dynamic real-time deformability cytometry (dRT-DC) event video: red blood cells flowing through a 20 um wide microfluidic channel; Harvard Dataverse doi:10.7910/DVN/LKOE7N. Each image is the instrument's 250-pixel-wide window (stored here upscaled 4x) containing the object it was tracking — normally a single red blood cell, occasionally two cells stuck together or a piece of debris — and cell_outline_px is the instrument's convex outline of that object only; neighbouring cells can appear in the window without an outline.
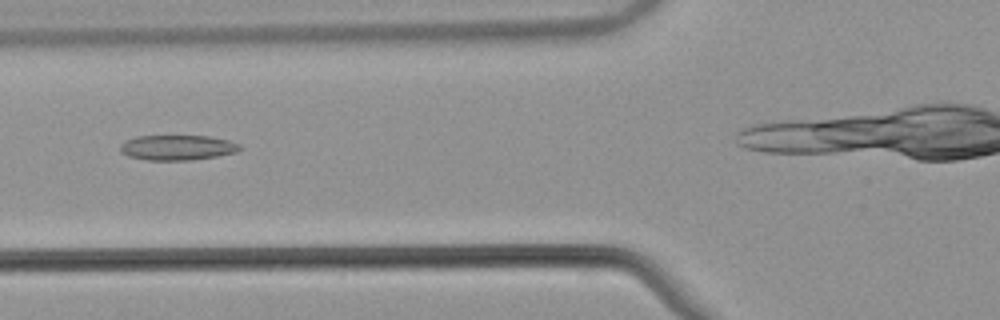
{"species": "common noctule bat (a hibernating species)", "species_latin": "Nyctalus noctula", "temperature_condition": "warm", "stored_images_in_passage": 29, "camera_frame_rate_fps": 3000, "um_per_image_px": 0.085, "animal": {"sex": "male", "body_mass_g": 21.5, "forearm_length_mm": 52.0}, "frame": {"image": 1, "passage_image": 7, "time_ms": 2.0, "image_size_px": [1000, 320], "cell_outline_px": [[244, 148], [236, 152], [216, 156], [192, 160], [148, 160], [128, 156], [120, 152], [120, 144], [124, 140], [136, 136], [208, 136], [228, 140], [240, 144]], "centroid_in_image_um": [15.06, 12.54], "position_along_channel_um": 110.7, "area_um2": 17.63}}
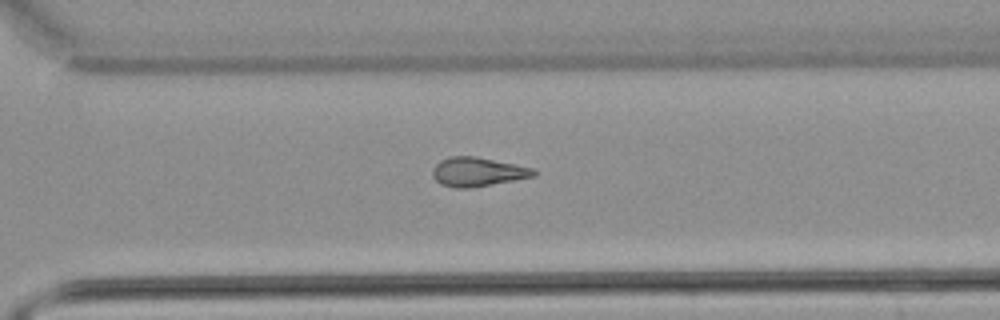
{"frame": {"image": 2, "passage_image": 24, "time_ms": 7.667, "image_size_px": [1000, 320], "cell_outline_px": [[536, 176], [468, 188], [456, 188], [440, 184], [432, 176], [432, 168], [440, 160], [448, 156], [476, 156], [536, 168]], "centroid_in_image_um": [40.59, 14.59], "position_along_channel_um": 330.0, "area_um2": 17.22}}
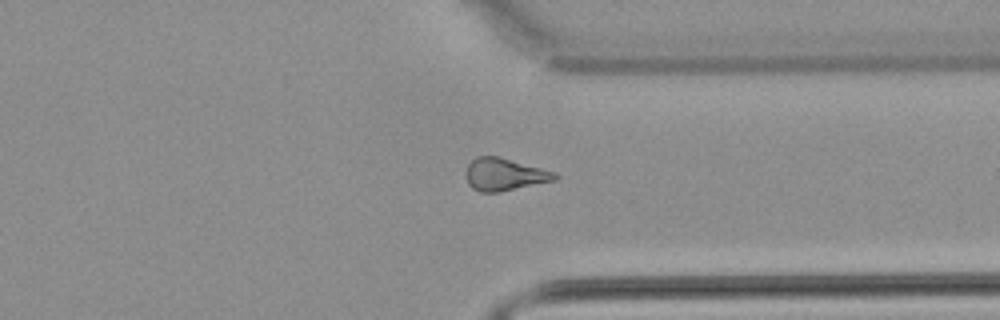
{"frame": {"image": 3, "passage_image": 27, "time_ms": 8.667, "image_size_px": [1000, 320], "cell_outline_px": [[560, 176], [556, 180], [500, 192], [480, 192], [472, 188], [468, 184], [464, 176], [464, 172], [468, 164], [476, 156], [500, 156], [556, 172]], "centroid_in_image_um": [42.86, 14.82], "position_along_channel_um": 368.5, "area_um2": 17.17}}